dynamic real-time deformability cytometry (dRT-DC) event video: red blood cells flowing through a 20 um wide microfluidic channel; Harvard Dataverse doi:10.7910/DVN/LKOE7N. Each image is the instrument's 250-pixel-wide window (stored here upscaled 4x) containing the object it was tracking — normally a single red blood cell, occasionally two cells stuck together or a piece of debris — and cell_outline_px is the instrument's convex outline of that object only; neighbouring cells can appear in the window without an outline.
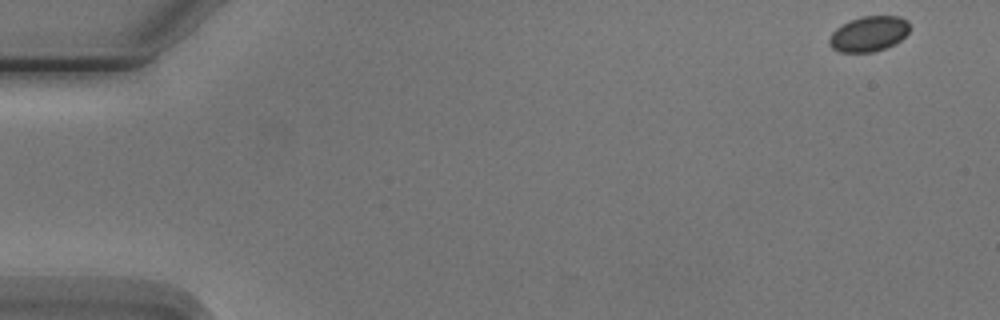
{"species": "Egyptian fruit bat (a non-hibernating species)", "species_latin": "Rousettus aegyptiacus", "temperature_condition": "cold", "stored_images_in_passage": 4, "camera_frame_rate_fps": 3000, "um_per_image_px": 0.085, "animal": {"sex": "male"}, "frame": {"image": 1, "passage_image": 1, "time_ms": 0.0, "image_size_px": [1000, 320], "cell_outline_px": [[908, 32], [900, 40], [884, 48], [872, 52], [840, 52], [832, 48], [828, 44], [828, 40], [832, 32], [836, 28], [848, 20], [860, 16], [900, 16], [908, 20]], "centroid_in_image_um": [73.8, 2.86], "position_along_channel_um": 11.2, "area_um2": 16.53}}
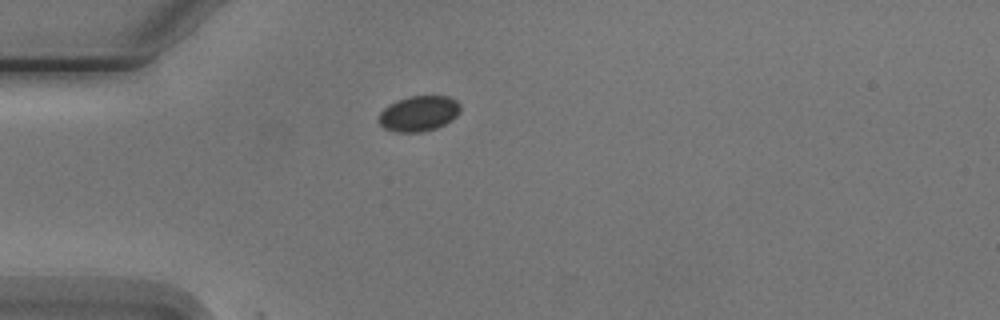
{"frame": {"image": 2, "passage_image": 4, "time_ms": 4.333, "image_size_px": [1000, 320], "cell_outline_px": [[460, 112], [456, 116], [444, 124], [436, 128], [420, 132], [396, 132], [384, 128], [376, 120], [380, 112], [388, 104], [396, 100], [408, 96], [448, 96], [456, 100], [460, 104]], "centroid_in_image_um": [35.56, 9.64], "position_along_channel_um": 49.4, "area_um2": 16.99}}